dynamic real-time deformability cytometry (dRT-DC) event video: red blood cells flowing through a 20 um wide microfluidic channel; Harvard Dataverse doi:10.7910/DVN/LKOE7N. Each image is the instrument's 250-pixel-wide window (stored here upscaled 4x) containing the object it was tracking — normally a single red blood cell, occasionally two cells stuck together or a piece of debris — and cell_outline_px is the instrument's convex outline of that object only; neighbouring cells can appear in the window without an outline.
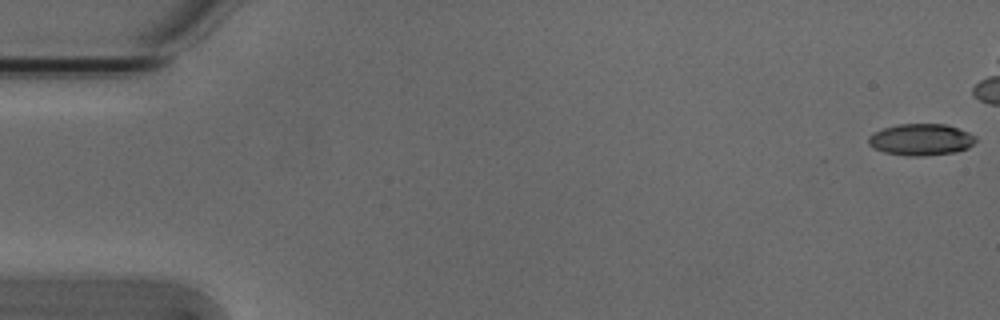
{"species": "Egyptian fruit bat (a non-hibernating species)", "species_latin": "Rousettus aegyptiacus", "temperature_condition": "cold", "stored_images_in_passage": 44, "camera_frame_rate_fps": 3000, "um_per_image_px": 0.085, "animal": {"sex": "male"}, "frame": {"image": 1, "passage_image": 1, "time_ms": 0.0, "image_size_px": [1000, 320], "cell_outline_px": [[976, 140], [968, 148], [956, 152], [924, 156], [908, 156], [884, 152], [872, 148], [868, 144], [868, 136], [872, 132], [884, 128], [900, 124], [944, 124], [968, 132], [976, 136]], "centroid_in_image_um": [78.25, 11.87], "position_along_channel_um": 6.7, "area_um2": 19.83}}
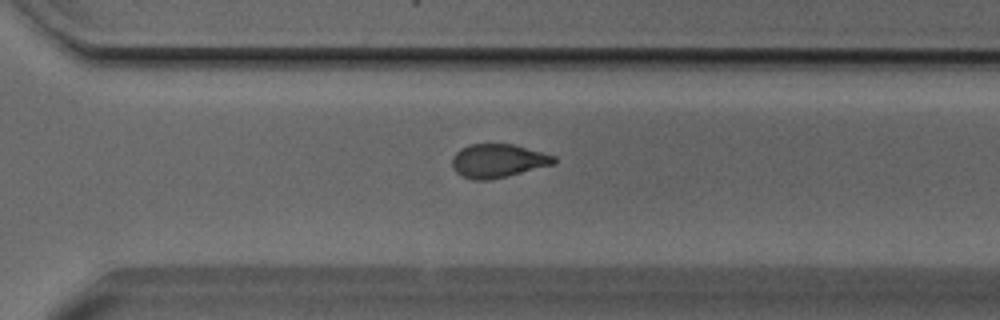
{"frame": {"image": 2, "passage_image": 38, "time_ms": 12.333, "image_size_px": [1000, 320], "cell_outline_px": [[556, 164], [508, 176], [488, 180], [472, 180], [460, 176], [452, 168], [452, 156], [460, 148], [472, 144], [512, 144], [556, 156]], "centroid_in_image_um": [42.31, 13.68], "position_along_channel_um": 328.3, "area_um2": 20.11}}
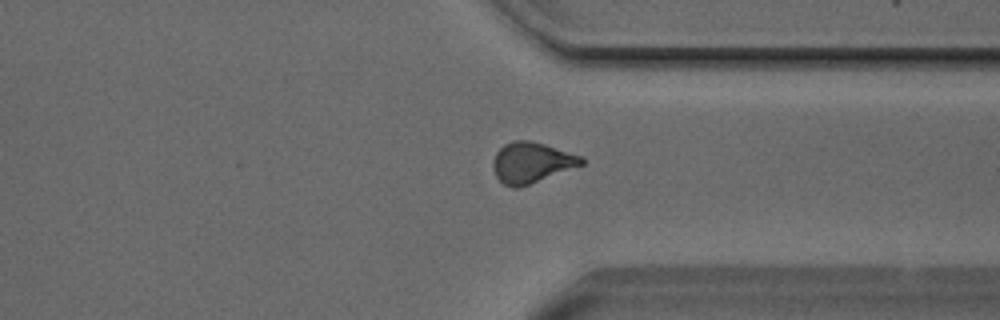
{"frame": {"image": 3, "passage_image": 41, "time_ms": 13.333, "image_size_px": [1000, 320], "cell_outline_px": [[584, 164], [528, 184], [516, 188], [512, 188], [504, 184], [496, 176], [492, 164], [496, 152], [504, 144], [512, 140], [528, 140], [544, 144], [584, 156]], "centroid_in_image_um": [45.18, 13.8], "position_along_channel_um": 366.2, "area_um2": 20.75}}